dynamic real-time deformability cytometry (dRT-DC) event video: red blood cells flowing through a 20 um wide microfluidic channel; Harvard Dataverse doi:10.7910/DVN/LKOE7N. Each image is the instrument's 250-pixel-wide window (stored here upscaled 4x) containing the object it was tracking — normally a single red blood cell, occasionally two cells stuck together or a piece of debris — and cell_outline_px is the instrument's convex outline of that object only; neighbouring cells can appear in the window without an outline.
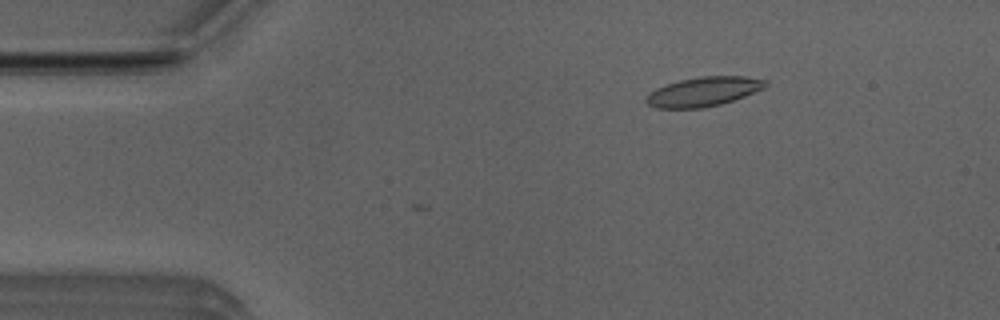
{"species": "Egyptian fruit bat (a non-hibernating species)", "species_latin": "Rousettus aegyptiacus", "temperature_condition": "room temperature", "stored_images_in_passage": 6, "camera_frame_rate_fps": 3000, "um_per_image_px": 0.085, "animal": {"sex": "male"}, "frame": {"image": 1, "passage_image": 4, "time_ms": 1.0, "image_size_px": [1000, 320], "cell_outline_px": [[768, 84], [764, 88], [744, 96], [720, 104], [704, 108], [656, 108], [648, 104], [644, 100], [656, 88], [680, 80], [700, 76], [744, 76], [768, 80]], "centroid_in_image_um": [59.82, 7.78], "position_along_channel_um": 25.2, "area_um2": 20.23}}